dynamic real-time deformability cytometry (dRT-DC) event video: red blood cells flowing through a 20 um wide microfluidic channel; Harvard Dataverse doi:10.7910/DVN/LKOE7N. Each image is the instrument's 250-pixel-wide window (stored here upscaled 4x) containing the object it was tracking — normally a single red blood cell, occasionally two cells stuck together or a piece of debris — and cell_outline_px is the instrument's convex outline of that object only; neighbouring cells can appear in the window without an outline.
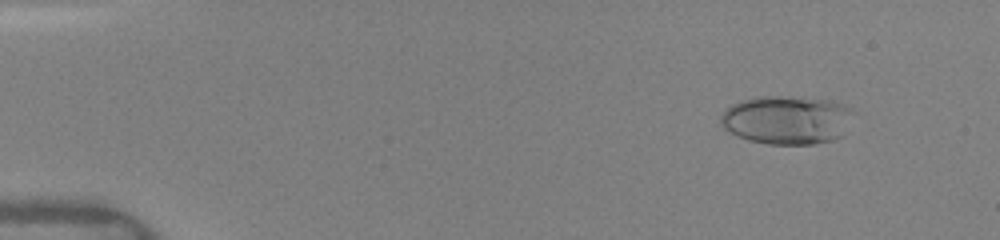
{"species": "human", "species_latin": "Homo sapiens", "temperature_condition": "warm", "stored_images_in_passage": 12, "camera_frame_rate_fps": 3000, "um_per_image_px": 0.085, "donor": {"sex": "female"}, "frame": {"image": 1, "passage_image": 4, "time_ms": 1.333, "image_size_px": [1000, 240], "cell_outline_px": [[852, 112], [844, 136], [812, 144], [768, 144], [748, 140], [724, 128], [720, 124], [720, 116], [732, 104], [740, 100], [756, 96], [780, 96], [832, 100], [844, 104], [852, 108]], "centroid_in_image_um": [66.88, 10.18], "position_along_channel_um": 18.1, "area_um2": 37.51}}
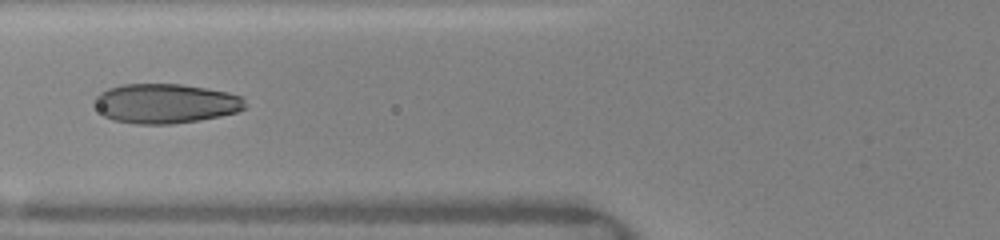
{"frame": {"image": 2, "passage_image": 10, "time_ms": 6.333, "image_size_px": [1000, 240], "cell_outline_px": [[244, 108], [236, 112], [220, 116], [172, 124], [136, 124], [112, 120], [104, 116], [100, 112], [96, 104], [96, 96], [100, 92], [108, 88], [120, 84], [180, 84], [228, 92], [240, 96], [244, 100]], "centroid_in_image_um": [14.03, 8.8], "position_along_channel_um": 111.8, "area_um2": 34.51}}
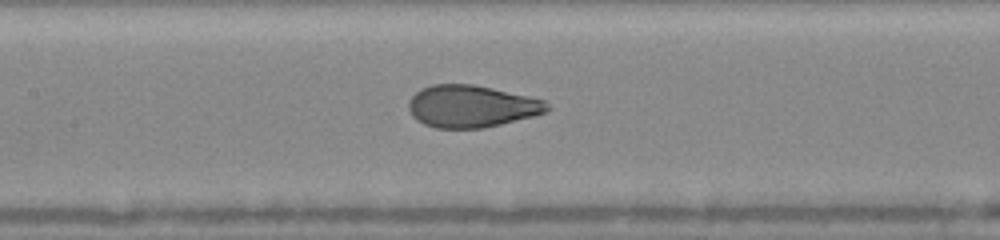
{"frame": {"image": 3, "passage_image": 12, "time_ms": 7.667, "image_size_px": [1000, 240], "cell_outline_px": [[552, 108], [536, 116], [484, 128], [436, 128], [424, 124], [416, 120], [412, 116], [408, 108], [408, 100], [420, 88], [432, 84], [472, 84], [492, 88], [528, 96], [544, 100]], "centroid_in_image_um": [40.06, 9.04], "position_along_channel_um": 167.3, "area_um2": 34.22}}